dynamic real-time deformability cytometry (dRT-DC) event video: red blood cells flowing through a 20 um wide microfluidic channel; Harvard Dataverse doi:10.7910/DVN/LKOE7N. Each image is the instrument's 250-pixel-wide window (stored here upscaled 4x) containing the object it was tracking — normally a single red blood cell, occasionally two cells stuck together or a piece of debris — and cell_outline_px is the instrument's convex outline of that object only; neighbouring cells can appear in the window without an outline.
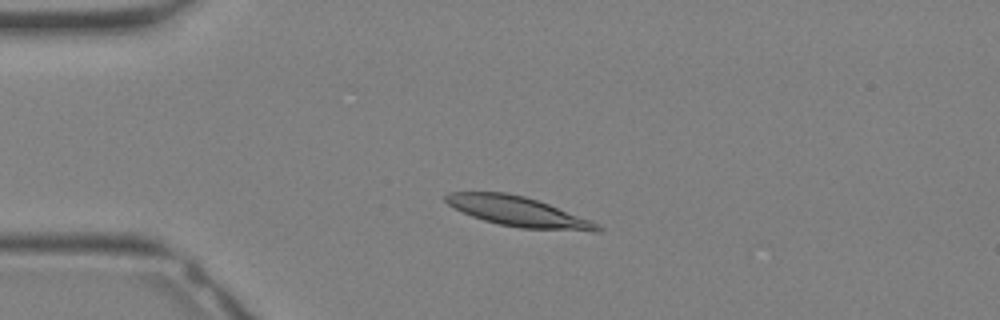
{"species": "Egyptian fruit bat (a non-hibernating species)", "species_latin": "Rousettus aegyptiacus", "temperature_condition": "warm", "stored_images_in_passage": 32, "camera_frame_rate_fps": 3000, "um_per_image_px": 0.085, "animal": {"sex": "female"}, "frame": {"image": 1, "passage_image": 7, "time_ms": 2.0, "image_size_px": [1000, 320], "cell_outline_px": [[604, 228], [600, 232], [592, 232], [520, 228], [500, 224], [484, 220], [472, 216], [448, 204], [444, 200], [444, 196], [448, 192], [504, 192], [524, 196], [548, 204], [588, 220]], "centroid_in_image_um": [44.04, 17.99], "position_along_channel_um": 41.0, "area_um2": 26.01}}
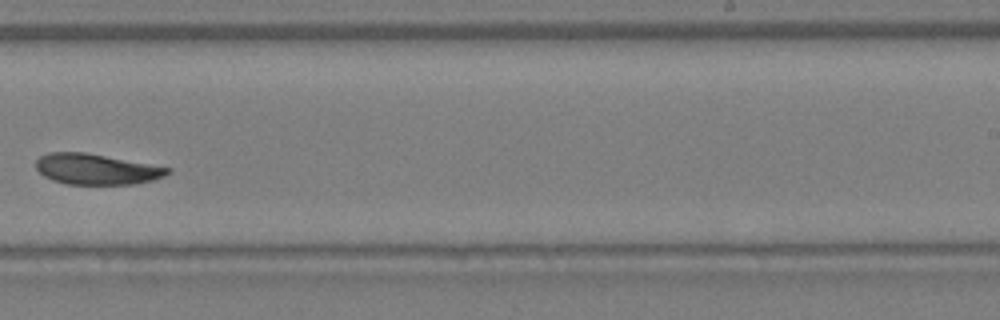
{"frame": {"image": 2, "passage_image": 20, "time_ms": 6.333, "image_size_px": [1000, 320], "cell_outline_px": [[172, 172], [164, 176], [152, 180], [132, 184], [68, 184], [52, 180], [44, 176], [36, 168], [36, 160], [40, 156], [48, 152], [84, 152], [172, 168]], "centroid_in_image_um": [8.18, 14.38], "position_along_channel_um": 280.8, "area_um2": 23.41}}
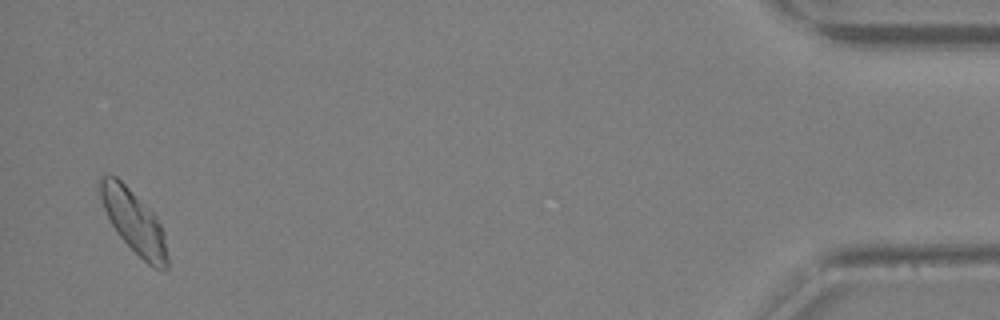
{"frame": {"image": 3, "passage_image": 31, "time_ms": 10.0, "image_size_px": [1000, 320], "cell_outline_px": [[168, 268], [152, 268], [116, 232], [104, 208], [100, 196], [100, 180], [108, 172], [116, 176], [156, 216], [164, 232], [168, 256]], "centroid_in_image_um": [11.4, 18.85], "position_along_channel_um": 423.8, "area_um2": 24.04}}